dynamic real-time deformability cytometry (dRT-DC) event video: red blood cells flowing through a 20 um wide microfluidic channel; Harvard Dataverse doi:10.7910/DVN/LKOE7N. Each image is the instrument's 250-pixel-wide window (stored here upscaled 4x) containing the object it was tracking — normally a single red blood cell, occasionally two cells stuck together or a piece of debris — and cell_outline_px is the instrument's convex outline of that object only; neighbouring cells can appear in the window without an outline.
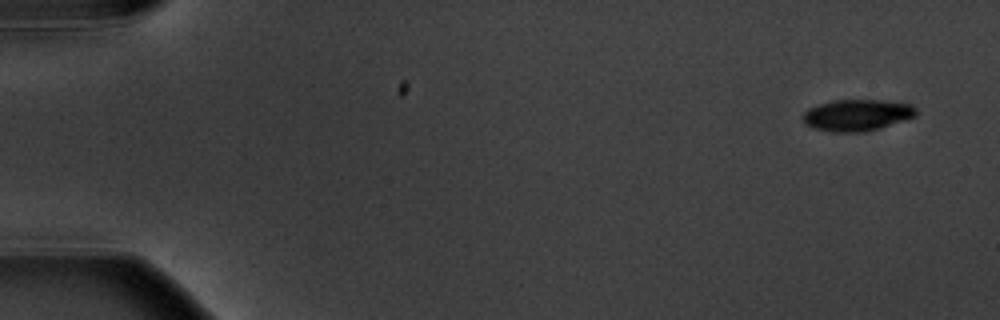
{"species": "common noctule bat (a hibernating species)", "species_latin": "Nyctalus noctula", "temperature_condition": "warm", "stored_images_in_passage": 5, "camera_frame_rate_fps": 3000, "um_per_image_px": 0.085, "animal": {"sex": "male", "body_mass_g": 20.1, "forearm_length_mm": 53.5}, "frame": {"image": 1, "passage_image": 1, "time_ms": 0.0, "image_size_px": [1000, 320], "cell_outline_px": [[916, 116], [864, 132], [836, 132], [816, 128], [804, 124], [804, 112], [808, 108], [820, 104], [836, 100], [888, 100], [912, 104], [916, 108]], "centroid_in_image_um": [72.87, 9.77], "position_along_channel_um": 12.1, "area_um2": 20.52}}
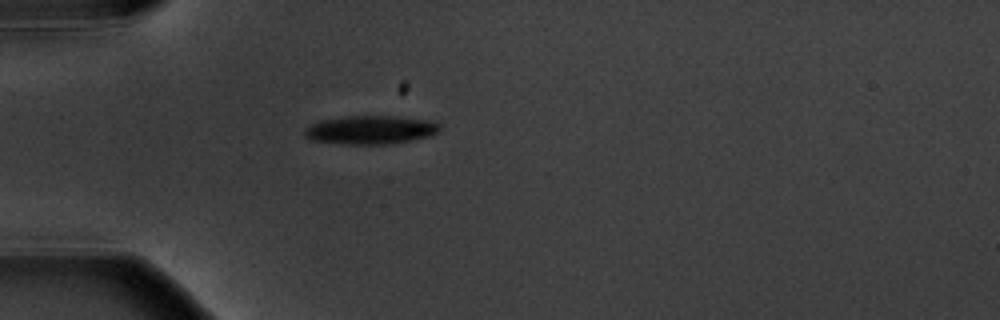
{"frame": {"image": 2, "passage_image": 5, "time_ms": 4.667, "image_size_px": [1000, 320], "cell_outline_px": [[440, 128], [436, 132], [428, 136], [412, 140], [388, 144], [348, 144], [312, 140], [304, 136], [304, 128], [320, 120], [348, 116], [392, 116], [432, 120], [440, 124]], "centroid_in_image_um": [31.49, 11.03], "position_along_channel_um": 53.5, "area_um2": 22.37}}